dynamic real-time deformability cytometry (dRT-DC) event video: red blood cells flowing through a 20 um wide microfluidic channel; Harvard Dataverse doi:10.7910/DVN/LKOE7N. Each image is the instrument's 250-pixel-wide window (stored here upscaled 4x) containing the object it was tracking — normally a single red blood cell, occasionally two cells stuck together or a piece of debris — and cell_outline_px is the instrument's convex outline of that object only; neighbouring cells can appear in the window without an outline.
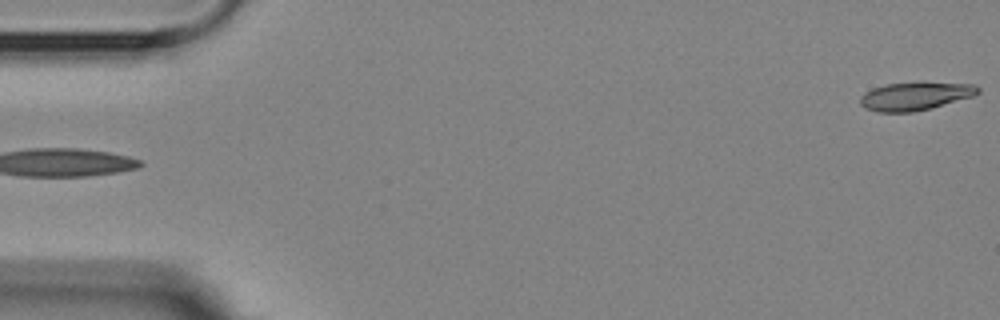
{"species": "Egyptian fruit bat (a non-hibernating species)", "species_latin": "Rousettus aegyptiacus", "temperature_condition": "room temperature", "stored_images_in_passage": 4, "segment_of_instrument_passage": [2, 2], "camera_frame_rate_fps": 3000, "um_per_image_px": 0.085, "animal": {"sex": "female"}, "frame": {"image": 1, "passage_image": 4, "time_ms": 3.333, "image_size_px": [1000, 320], "cell_outline_px": [[980, 92], [972, 96], [932, 108], [912, 112], [880, 112], [864, 108], [860, 104], [860, 96], [864, 92], [872, 88], [884, 84], [924, 80], [972, 84], [980, 88]], "centroid_in_image_um": [77.78, 8.13], "position_along_channel_um": 7.2, "area_um2": 20.0}}